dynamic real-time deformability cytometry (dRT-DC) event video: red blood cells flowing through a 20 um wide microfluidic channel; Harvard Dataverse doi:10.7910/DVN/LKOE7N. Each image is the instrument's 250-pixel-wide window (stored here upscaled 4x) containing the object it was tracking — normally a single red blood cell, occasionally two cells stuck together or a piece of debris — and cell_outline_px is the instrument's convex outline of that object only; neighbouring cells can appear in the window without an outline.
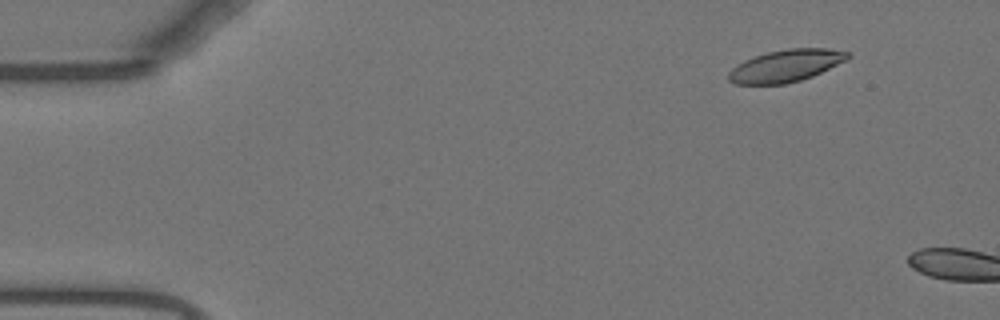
{"species": "Egyptian fruit bat (a non-hibernating species)", "species_latin": "Rousettus aegyptiacus", "temperature_condition": "warm", "stored_images_in_passage": 13, "camera_frame_rate_fps": 3000, "um_per_image_px": 0.085, "animal": {"sex": "female"}, "frame": {"image": 1, "passage_image": 6, "time_ms": 1.667, "image_size_px": [1000, 320], "cell_outline_px": [[852, 56], [848, 60], [812, 76], [800, 80], [784, 84], [736, 84], [728, 80], [728, 72], [736, 64], [744, 60], [768, 52], [788, 48], [828, 48], [852, 52]], "centroid_in_image_um": [66.83, 5.58], "position_along_channel_um": 18.2, "area_um2": 22.48}}